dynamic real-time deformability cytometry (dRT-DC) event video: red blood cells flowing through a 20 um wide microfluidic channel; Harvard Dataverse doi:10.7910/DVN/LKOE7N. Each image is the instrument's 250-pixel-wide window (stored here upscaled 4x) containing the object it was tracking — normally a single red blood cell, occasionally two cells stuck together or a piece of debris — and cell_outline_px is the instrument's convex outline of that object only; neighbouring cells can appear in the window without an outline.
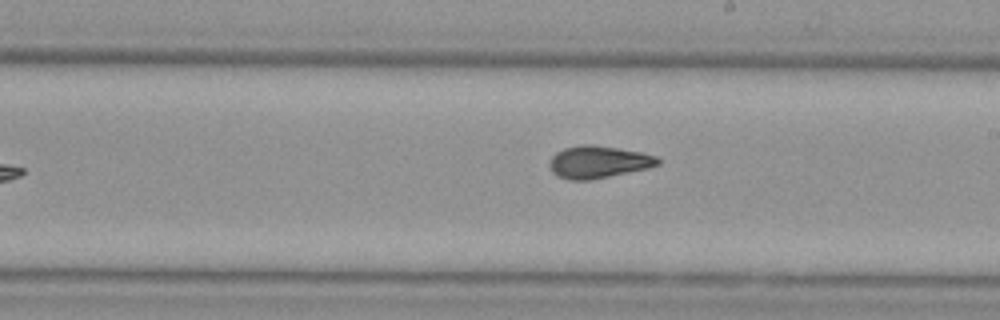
{"species": "Egyptian fruit bat (a non-hibernating species)", "species_latin": "Rousettus aegyptiacus", "temperature_condition": "cold", "stored_images_in_passage": 10, "camera_frame_rate_fps": 3000, "um_per_image_px": 0.085, "animal": {"sex": "female"}, "frame": {"image": 1, "passage_image": 10, "time_ms": 10.667, "image_size_px": [1000, 320], "cell_outline_px": [[660, 164], [648, 168], [588, 180], [568, 180], [556, 176], [552, 172], [548, 164], [552, 156], [556, 152], [564, 148], [580, 144], [592, 144], [640, 152], [656, 156], [660, 160]], "centroid_in_image_um": [50.81, 13.76], "position_along_channel_um": 238.2, "area_um2": 20.35}}